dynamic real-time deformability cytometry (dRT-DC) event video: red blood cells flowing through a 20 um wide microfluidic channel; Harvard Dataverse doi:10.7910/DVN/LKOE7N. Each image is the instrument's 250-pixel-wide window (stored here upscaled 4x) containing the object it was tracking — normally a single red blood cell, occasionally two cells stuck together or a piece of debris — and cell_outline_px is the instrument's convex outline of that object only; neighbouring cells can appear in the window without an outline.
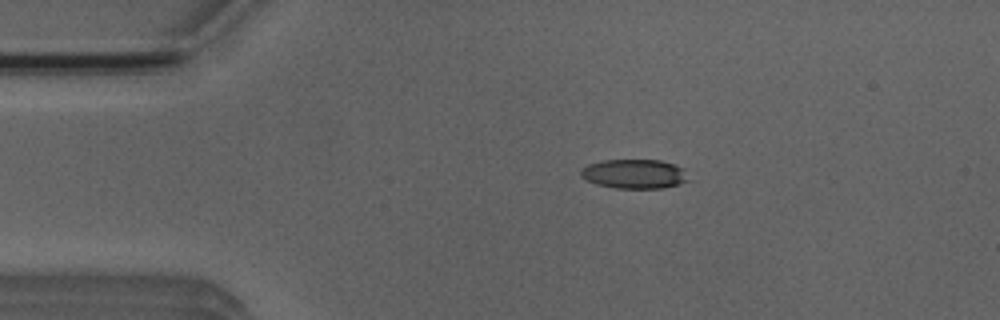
{"species": "Egyptian fruit bat (a non-hibernating species)", "species_latin": "Rousettus aegyptiacus", "temperature_condition": "room temperature", "stored_images_in_passage": 3, "camera_frame_rate_fps": 3000, "um_per_image_px": 0.085, "animal": {"sex": "male"}, "frame": {"image": 1, "passage_image": 2, "time_ms": 2.0, "image_size_px": [1000, 320], "cell_outline_px": [[688, 180], [680, 184], [664, 188], [616, 188], [596, 184], [584, 180], [580, 176], [580, 168], [588, 164], [604, 160], [660, 160], [684, 168]], "centroid_in_image_um": [53.88, 14.78], "position_along_channel_um": 31.1, "area_um2": 18.5}}